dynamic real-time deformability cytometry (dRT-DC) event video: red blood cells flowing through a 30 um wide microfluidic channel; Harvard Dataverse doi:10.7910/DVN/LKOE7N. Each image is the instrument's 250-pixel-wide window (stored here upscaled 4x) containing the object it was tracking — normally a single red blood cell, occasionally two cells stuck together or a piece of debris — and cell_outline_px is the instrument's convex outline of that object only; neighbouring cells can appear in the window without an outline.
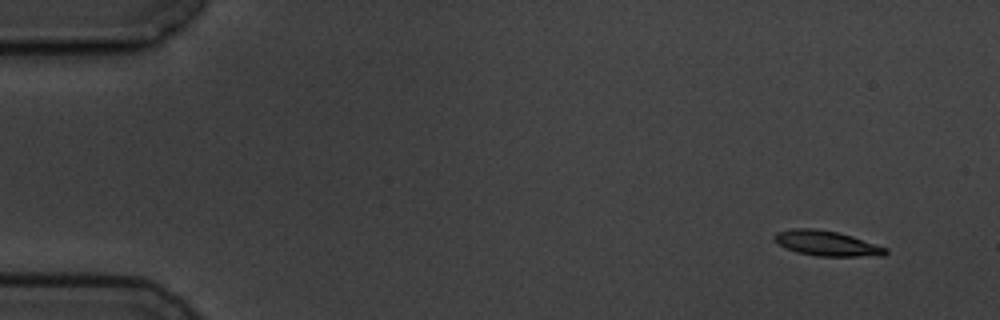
{"species": "common noctule bat (a hibernating species)", "species_latin": "Nyctalus noctula", "temperature_condition": "cold", "stored_images_in_passage": 5, "segment_of_instrument_passage": [1, 2], "camera_frame_rate_fps": 3000, "um_per_image_px": 0.085, "animal": {"sex": "male", "body_mass_g": 19.5, "forearm_length_mm": 54.6}, "frame": {"image": 1, "passage_image": 1, "time_ms": 0.0, "image_size_px": [1000, 320], "cell_outline_px": [[888, 252], [884, 256], [816, 256], [796, 252], [772, 240], [772, 236], [776, 232], [792, 228], [812, 228], [840, 232], [888, 248]], "centroid_in_image_um": [70.27, 20.68], "position_along_channel_um": 14.7, "area_um2": 16.42}}